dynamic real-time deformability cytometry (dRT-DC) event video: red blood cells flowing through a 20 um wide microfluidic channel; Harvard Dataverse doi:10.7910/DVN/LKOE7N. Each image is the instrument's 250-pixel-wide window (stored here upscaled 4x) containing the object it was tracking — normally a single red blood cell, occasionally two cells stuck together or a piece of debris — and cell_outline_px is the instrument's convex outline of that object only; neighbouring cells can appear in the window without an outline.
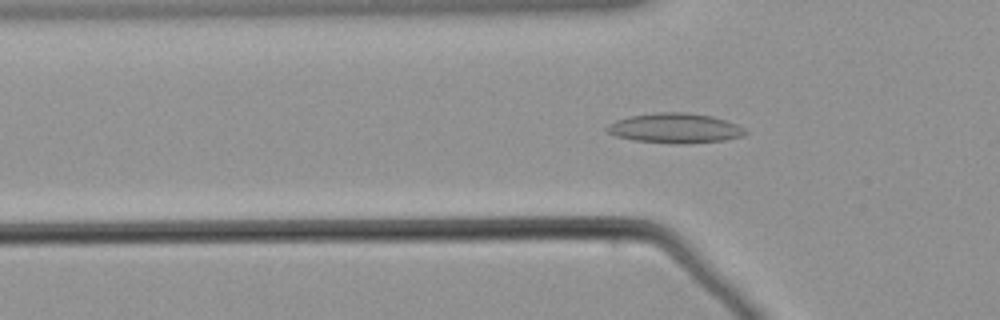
{"species": "common noctule bat (a hibernating species)", "species_latin": "Nyctalus noctula", "temperature_condition": "warm", "stored_images_in_passage": 42, "camera_frame_rate_fps": 3000, "um_per_image_px": 0.085, "animal": {"sex": "male", "body_mass_g": 21.5, "forearm_length_mm": 52.0}, "frame": {"image": 1, "passage_image": 3, "time_ms": 0.667, "image_size_px": [1000, 320], "cell_outline_px": [[748, 132], [744, 136], [724, 140], [688, 144], [672, 144], [632, 140], [616, 136], [608, 132], [604, 128], [608, 124], [616, 120], [632, 116], [656, 112], [684, 112], [712, 116], [736, 124], [744, 128]], "centroid_in_image_um": [57.38, 10.91], "position_along_channel_um": 68.4, "area_um2": 24.22}}
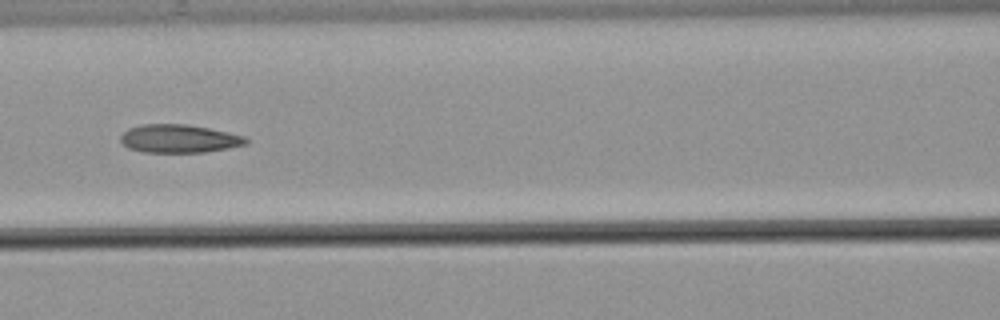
{"frame": {"image": 2, "passage_image": 10, "time_ms": 3.0, "image_size_px": [1000, 320], "cell_outline_px": [[248, 140], [244, 144], [228, 148], [204, 152], [144, 152], [128, 148], [120, 140], [120, 136], [128, 128], [144, 124], [184, 124], [208, 128], [228, 132], [244, 136]], "centroid_in_image_um": [15.18, 11.78], "position_along_channel_um": 151.4, "area_um2": 20.4}}
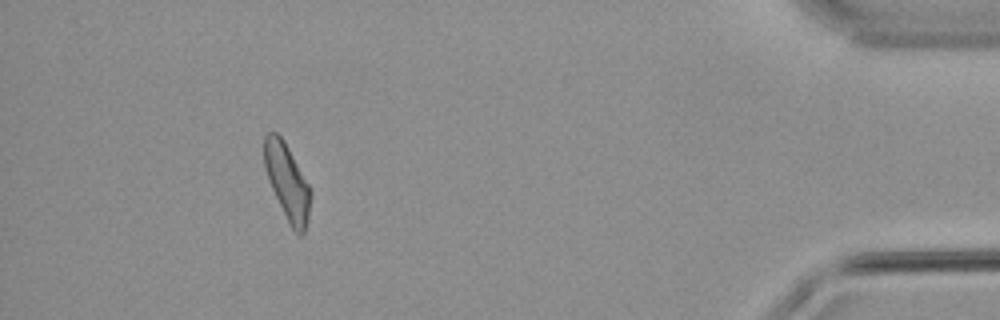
{"frame": {"image": 3, "passage_image": 37, "time_ms": 12.0, "image_size_px": [1000, 320], "cell_outline_px": [[312, 196], [308, 216], [304, 232], [300, 236], [292, 228], [268, 180], [264, 164], [264, 136], [268, 132], [276, 132], [284, 140], [308, 184], [312, 192]], "centroid_in_image_um": [24.41, 15.43], "position_along_channel_um": 410.8, "area_um2": 20.06}}